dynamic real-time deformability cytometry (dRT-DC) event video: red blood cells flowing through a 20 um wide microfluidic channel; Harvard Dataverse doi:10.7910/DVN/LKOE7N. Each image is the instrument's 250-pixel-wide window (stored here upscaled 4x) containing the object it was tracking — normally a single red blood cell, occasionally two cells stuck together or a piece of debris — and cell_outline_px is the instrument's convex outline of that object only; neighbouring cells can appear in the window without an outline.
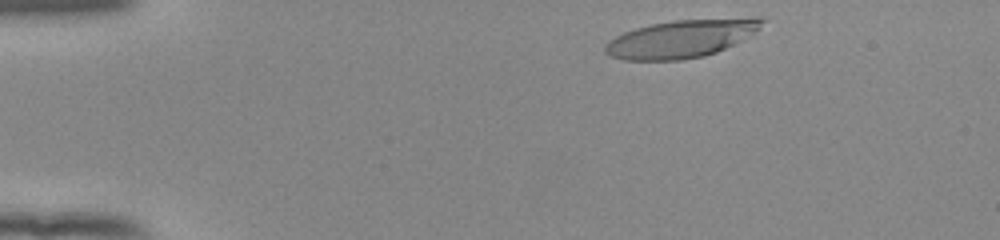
{"species": "human", "species_latin": "Homo sapiens", "temperature_condition": "room temperature", "stored_images_in_passage": 40, "camera_frame_rate_fps": 3000, "um_per_image_px": 0.085, "donor": {"sex": "female"}, "frame": {"image": 1, "passage_image": 2, "time_ms": 0.333, "image_size_px": [1000, 240], "cell_outline_px": [[768, 20], [756, 32], [716, 52], [704, 56], [680, 60], [624, 60], [612, 56], [604, 52], [604, 44], [608, 40], [624, 32], [636, 28], [652, 24], [672, 20], [756, 16]], "centroid_in_image_um": [57.95, 3.26], "position_along_channel_um": 27.1, "area_um2": 34.91}}
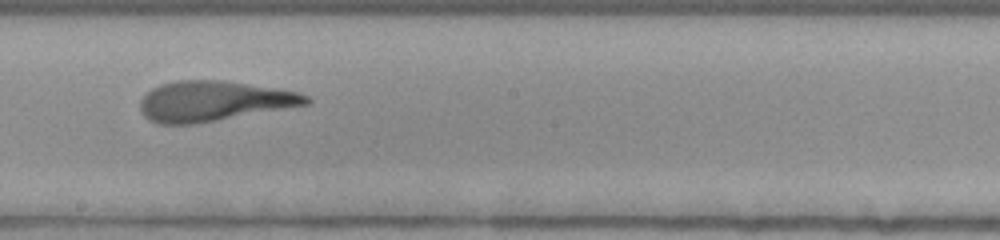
{"frame": {"image": 2, "passage_image": 24, "time_ms": 7.667, "image_size_px": [1000, 240], "cell_outline_px": [[312, 100], [308, 104], [216, 120], [192, 124], [156, 124], [148, 120], [144, 116], [140, 108], [140, 100], [152, 88], [160, 84], [176, 80], [220, 80], [300, 92], [308, 96]], "centroid_in_image_um": [18.11, 8.59], "position_along_channel_um": 230.1, "area_um2": 38.49}}
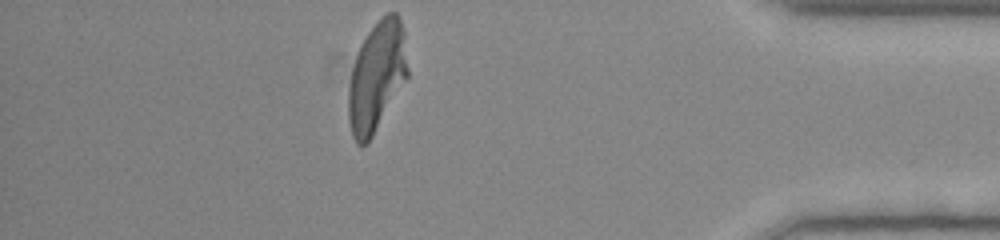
{"frame": {"image": 3, "passage_image": 40, "time_ms": 13.0, "image_size_px": [1000, 240], "cell_outline_px": [[408, 76], [368, 144], [356, 144], [352, 136], [348, 120], [348, 88], [352, 68], [360, 44], [368, 32], [388, 12], [396, 12], [400, 16], [404, 32], [408, 68]], "centroid_in_image_um": [32.01, 6.52], "position_along_channel_um": 403.2, "area_um2": 37.92}, "authors_computed_cell_mechanics": {"area_um2": 38.3503, "velocity_mm_per_s": 3.9126, "shape_relaxation_time_tau1_ms": 6.2175, "shape_relaxation_time_tau2_ms": 1.2215, "deformation_change_tau1": 0.2837, "deformation_change_tau2": 0.1107}}